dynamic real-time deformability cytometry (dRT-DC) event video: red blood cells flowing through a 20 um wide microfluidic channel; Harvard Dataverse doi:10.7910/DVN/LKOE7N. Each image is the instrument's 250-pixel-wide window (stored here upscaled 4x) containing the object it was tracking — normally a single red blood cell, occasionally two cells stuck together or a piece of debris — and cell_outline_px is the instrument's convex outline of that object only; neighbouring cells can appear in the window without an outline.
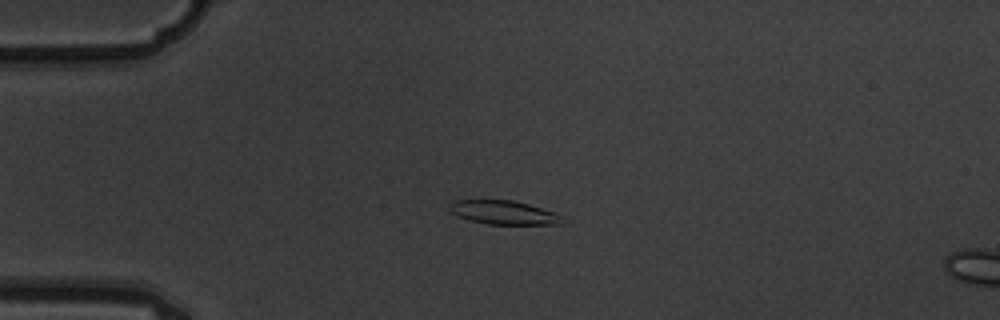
{"species": "common noctule bat (a hibernating species)", "species_latin": "Nyctalus noctula", "temperature_condition": "warm", "stored_images_in_passage": 5, "camera_frame_rate_fps": 3000, "um_per_image_px": 0.085, "animal": {"sex": "male", "body_mass_g": 19.5, "forearm_length_mm": 54.6}, "frame": {"image": 1, "passage_image": 4, "time_ms": 1.0, "image_size_px": [1000, 320], "cell_outline_px": [[564, 224], [488, 224], [468, 220], [456, 216], [448, 208], [456, 200], [512, 200], [528, 204], [552, 212], [560, 216]], "centroid_in_image_um": [42.77, 18.07], "position_along_channel_um": 42.2, "area_um2": 15.37}}